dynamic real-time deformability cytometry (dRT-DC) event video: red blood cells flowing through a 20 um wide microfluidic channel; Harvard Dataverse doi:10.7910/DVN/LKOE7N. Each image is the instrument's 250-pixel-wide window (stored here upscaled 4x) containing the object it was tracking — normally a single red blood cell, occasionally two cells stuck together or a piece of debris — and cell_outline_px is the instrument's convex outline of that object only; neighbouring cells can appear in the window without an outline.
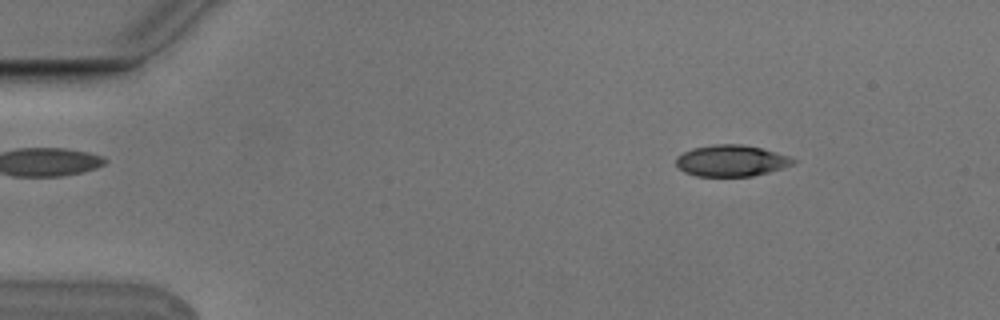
{"species": "Egyptian fruit bat (a non-hibernating species)", "species_latin": "Rousettus aegyptiacus", "temperature_condition": "cold", "stored_images_in_passage": 6, "camera_frame_rate_fps": 3000, "um_per_image_px": 0.085, "animal": {"sex": "male"}, "frame": {"image": 1, "passage_image": 2, "time_ms": 0.333, "image_size_px": [1000, 320], "cell_outline_px": [[796, 164], [768, 172], [752, 176], [696, 176], [684, 172], [676, 164], [676, 156], [692, 148], [716, 144], [744, 144], [776, 152], [788, 156], [796, 160]], "centroid_in_image_um": [62.16, 13.66], "position_along_channel_um": 22.8, "area_um2": 21.39}}
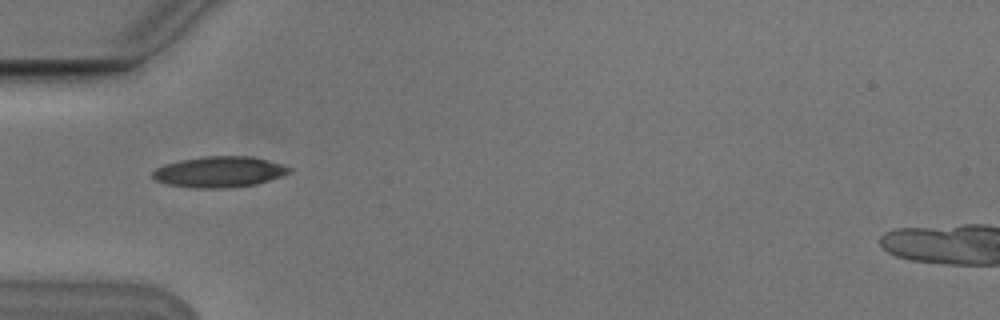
{"frame": {"image": 2, "passage_image": 4, "time_ms": 1.0, "image_size_px": [1000, 320], "cell_outline_px": [[292, 172], [256, 184], [228, 188], [200, 188], [168, 184], [156, 180], [152, 176], [152, 172], [156, 168], [164, 164], [180, 160], [204, 156], [252, 156], [284, 164], [292, 168]], "centroid_in_image_um": [18.67, 14.6], "position_along_channel_um": 66.3, "area_um2": 24.57}}
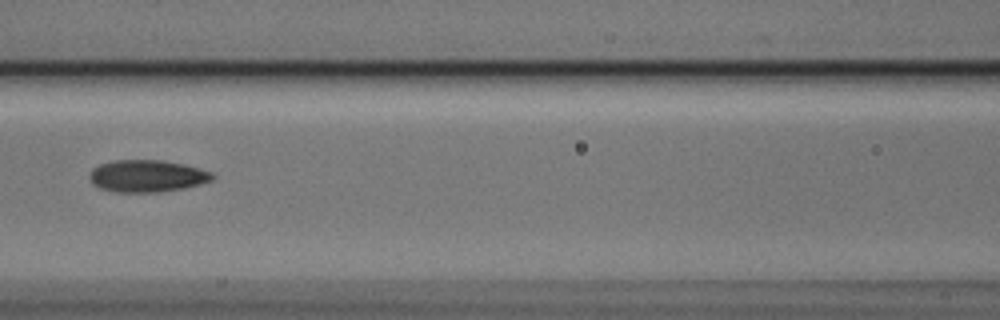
{"frame": {"image": 3, "passage_image": 6, "time_ms": 1.667, "image_size_px": [1000, 320], "cell_outline_px": [[216, 176], [212, 180], [200, 184], [184, 188], [160, 192], [116, 192], [100, 188], [92, 184], [88, 176], [92, 168], [100, 164], [116, 160], [160, 160], [184, 164], [212, 172]], "centroid_in_image_um": [12.49, 14.96], "position_along_channel_um": 154.1, "area_um2": 23.06}}